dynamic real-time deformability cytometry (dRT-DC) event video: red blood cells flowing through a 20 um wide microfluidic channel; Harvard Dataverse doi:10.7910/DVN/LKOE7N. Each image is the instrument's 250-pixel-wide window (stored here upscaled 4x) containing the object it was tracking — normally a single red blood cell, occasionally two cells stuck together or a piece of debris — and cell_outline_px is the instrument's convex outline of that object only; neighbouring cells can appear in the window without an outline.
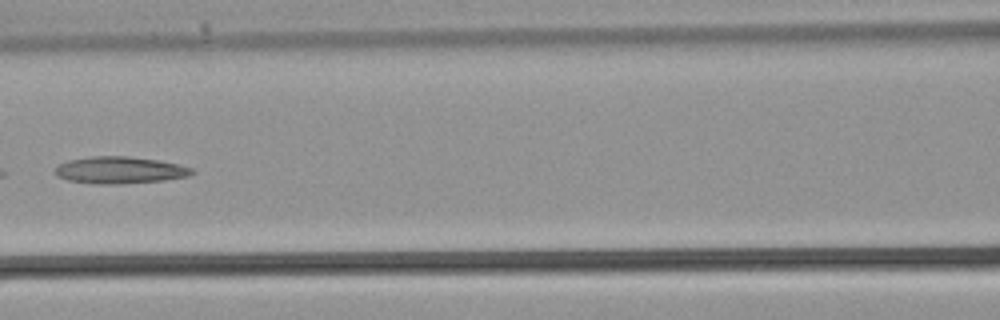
{"species": "common noctule bat (a hibernating species)", "species_latin": "Nyctalus noctula", "temperature_condition": "warm", "stored_images_in_passage": 33, "camera_frame_rate_fps": 3000, "um_per_image_px": 0.085, "animal": {"sex": "male", "body_mass_g": 21.5, "forearm_length_mm": 52.0}, "frame": {"image": 1, "passage_image": 15, "time_ms": 4.667, "image_size_px": [1000, 320], "cell_outline_px": [[196, 172], [188, 176], [164, 180], [120, 184], [92, 184], [68, 180], [56, 176], [56, 164], [68, 160], [92, 156], [128, 156], [156, 160], [180, 164], [192, 168]], "centroid_in_image_um": [10.17, 14.46], "position_along_channel_um": 156.4, "area_um2": 21.62}}
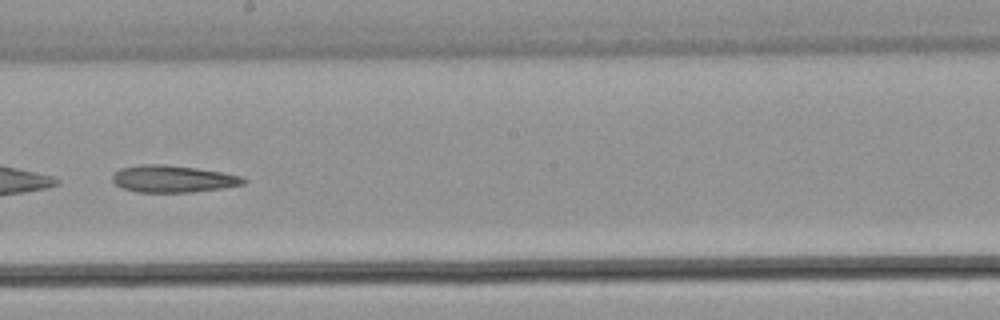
{"frame": {"image": 2, "passage_image": 19, "time_ms": 6.0, "image_size_px": [1000, 320], "cell_outline_px": [[248, 180], [244, 184], [224, 188], [192, 192], [136, 192], [124, 188], [116, 184], [112, 180], [112, 176], [120, 168], [144, 164], [164, 164], [196, 168], [244, 176]], "centroid_in_image_um": [14.74, 15.2], "position_along_channel_um": 233.5, "area_um2": 20.63}}